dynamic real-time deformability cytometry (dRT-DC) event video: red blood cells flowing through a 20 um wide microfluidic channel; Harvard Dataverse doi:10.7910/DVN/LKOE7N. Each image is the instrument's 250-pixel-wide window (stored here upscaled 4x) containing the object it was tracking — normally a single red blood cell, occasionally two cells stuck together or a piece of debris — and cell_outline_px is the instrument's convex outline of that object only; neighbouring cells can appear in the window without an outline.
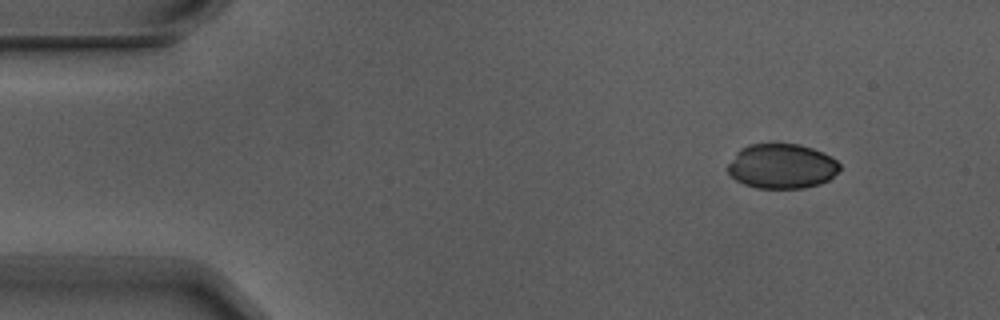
{"species": "Egyptian fruit bat (a non-hibernating species)", "species_latin": "Rousettus aegyptiacus", "temperature_condition": "warm", "stored_images_in_passage": 4, "camera_frame_rate_fps": 3000, "um_per_image_px": 0.085, "animal": {"sex": "male"}, "frame": {"image": 1, "passage_image": 2, "time_ms": 0.333, "image_size_px": [1000, 320], "cell_outline_px": [[840, 168], [828, 180], [820, 184], [804, 188], [756, 188], [744, 184], [736, 180], [728, 172], [728, 164], [736, 152], [740, 148], [748, 144], [800, 144], [812, 148], [836, 160], [840, 164]], "centroid_in_image_um": [66.42, 14.13], "position_along_channel_um": 18.6, "area_um2": 29.07}}
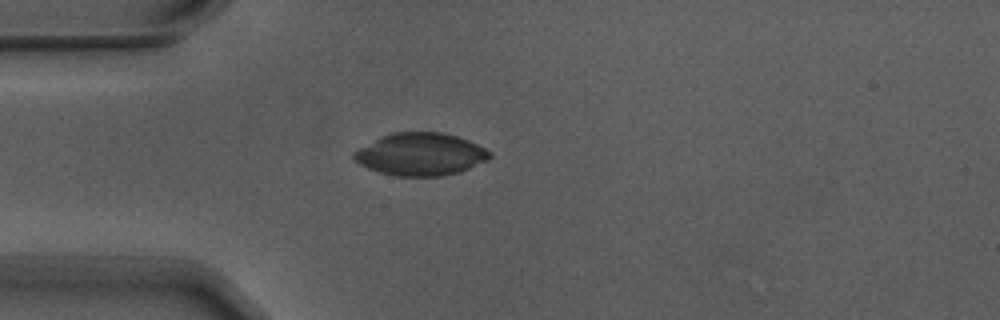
{"frame": {"image": 2, "passage_image": 4, "time_ms": 1.0, "image_size_px": [1000, 320], "cell_outline_px": [[492, 156], [488, 160], [460, 172], [440, 176], [396, 176], [380, 172], [368, 168], [360, 164], [352, 156], [352, 152], [380, 136], [392, 132], [440, 132], [456, 136], [468, 140], [492, 152]], "centroid_in_image_um": [35.75, 13.11], "position_along_channel_um": 49.3, "area_um2": 33.64}}